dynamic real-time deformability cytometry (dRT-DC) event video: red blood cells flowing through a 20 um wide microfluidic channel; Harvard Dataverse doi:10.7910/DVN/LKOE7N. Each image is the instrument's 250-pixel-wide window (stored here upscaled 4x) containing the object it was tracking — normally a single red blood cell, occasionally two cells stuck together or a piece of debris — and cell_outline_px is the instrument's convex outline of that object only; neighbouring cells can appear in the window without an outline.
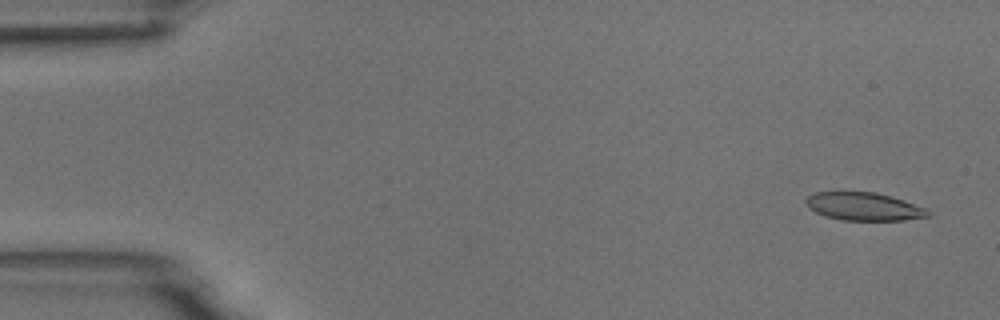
{"species": "common noctule bat (a hibernating species)", "species_latin": "Nyctalus noctula", "temperature_condition": "room temperature", "stored_images_in_passage": 55, "camera_frame_rate_fps": 3000, "um_per_image_px": 0.085, "animal": {"sex": "male", "body_mass_g": 18.8}, "frame": {"image": 1, "passage_image": 3, "time_ms": 0.667, "image_size_px": [1000, 320], "cell_outline_px": [[932, 216], [904, 220], [840, 220], [824, 216], [808, 208], [804, 200], [808, 196], [816, 192], [876, 192], [892, 196], [928, 208], [932, 212]], "centroid_in_image_um": [73.47, 17.56], "position_along_channel_um": 11.5, "area_um2": 20.23}}
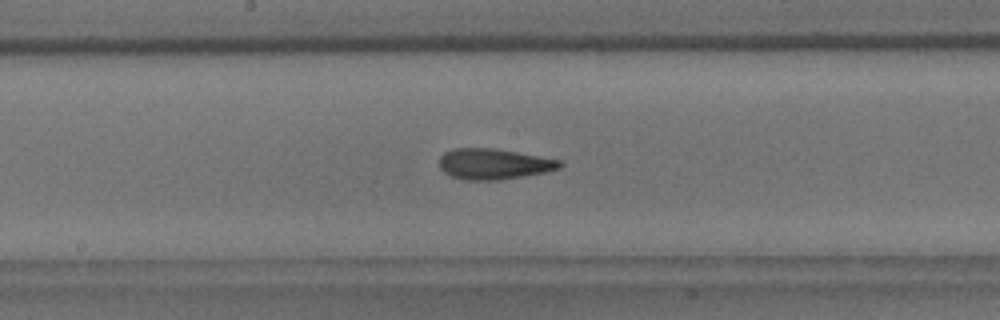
{"frame": {"image": 2, "passage_image": 29, "time_ms": 9.333, "image_size_px": [1000, 320], "cell_outline_px": [[564, 164], [560, 168], [544, 172], [500, 180], [464, 180], [452, 176], [444, 172], [440, 168], [440, 156], [444, 152], [452, 148], [496, 148], [540, 156], [560, 160]], "centroid_in_image_um": [41.96, 13.93], "position_along_channel_um": 206.2, "area_um2": 21.62}}
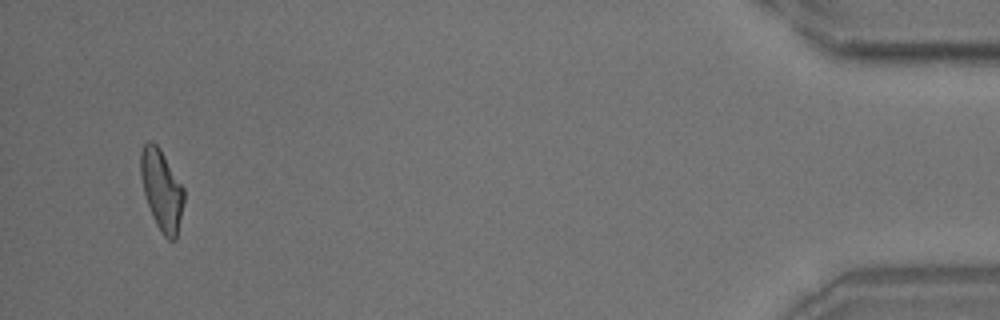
{"frame": {"image": 3, "passage_image": 53, "time_ms": 17.333, "image_size_px": [1000, 320], "cell_outline_px": [[184, 200], [176, 240], [168, 240], [164, 236], [156, 224], [152, 216], [144, 192], [140, 176], [140, 152], [144, 144], [148, 140], [152, 140], [160, 148], [184, 188]], "centroid_in_image_um": [13.73, 16.12], "position_along_channel_um": 421.5, "area_um2": 20.35}, "authors_computed_cell_mechanics": {"area_um2": 21.097, "velocity_mm_per_s": 3.6713, "shape_relaxation_time_tau1_ms": null, "shape_relaxation_time_tau2_ms": 2.5979, "deformation_change_tau1": null, "deformation_change_tau2": 0.0997}}